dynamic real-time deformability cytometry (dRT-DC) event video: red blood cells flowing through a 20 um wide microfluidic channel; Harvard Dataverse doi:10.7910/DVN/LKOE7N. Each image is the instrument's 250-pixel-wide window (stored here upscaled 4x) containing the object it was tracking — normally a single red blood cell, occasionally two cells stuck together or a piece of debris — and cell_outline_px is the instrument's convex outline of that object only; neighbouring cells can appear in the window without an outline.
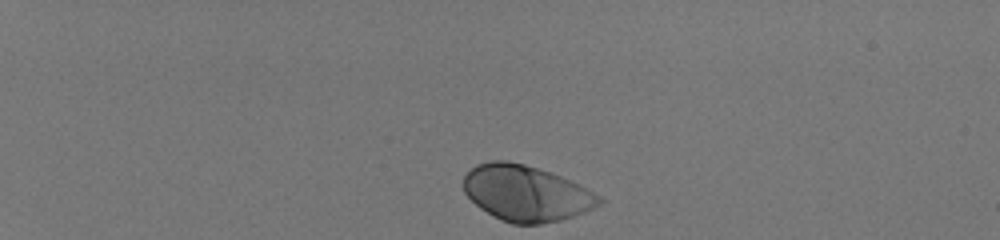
{"species": "human", "species_latin": "Homo sapiens", "temperature_condition": "room temperature", "stored_images_in_passage": 37, "camera_frame_rate_fps": 3000, "um_per_image_px": 0.085, "donor": {"sex": "male"}, "frame": {"image": 1, "passage_image": 1, "time_ms": 0.0, "image_size_px": [1000, 240], "cell_outline_px": [[604, 200], [600, 204], [584, 212], [560, 220], [540, 224], [512, 224], [500, 220], [480, 208], [464, 192], [464, 176], [476, 164], [492, 160], [508, 160], [524, 164], [552, 172], [580, 184], [600, 196]], "centroid_in_image_um": [44.72, 16.41], "position_along_channel_um": 40.3, "area_um2": 44.16}}
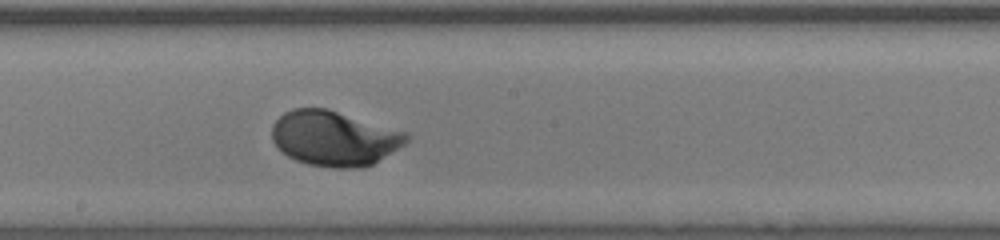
{"frame": {"image": 2, "passage_image": 22, "time_ms": 7.0, "image_size_px": [1000, 240], "cell_outline_px": [[408, 140], [404, 144], [372, 164], [360, 168], [332, 168], [308, 164], [296, 160], [288, 156], [272, 140], [272, 124], [284, 112], [292, 108], [328, 108], [408, 132]], "centroid_in_image_um": [28.41, 11.74], "position_along_channel_um": 219.8, "area_um2": 43.12}}
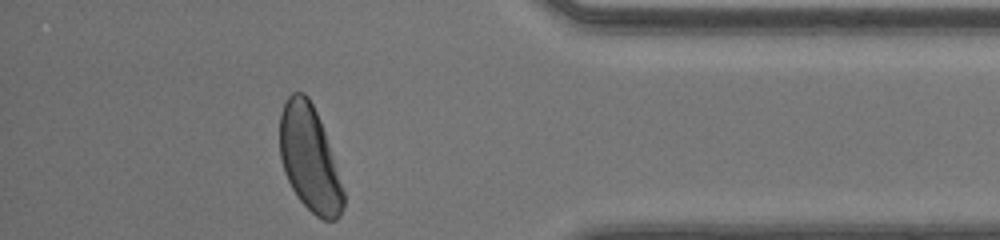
{"frame": {"image": 3, "passage_image": 37, "time_ms": 12.0, "image_size_px": [1000, 240], "cell_outline_px": [[344, 208], [340, 216], [336, 220], [324, 220], [316, 216], [300, 200], [292, 188], [284, 172], [280, 156], [280, 112], [288, 96], [292, 92], [304, 92], [308, 96], [316, 112], [324, 132], [344, 192]], "centroid_in_image_um": [26.29, 13.49], "position_along_channel_um": 408.9, "area_um2": 38.61}, "authors_computed_cell_mechanics": {"area_um2": 42.0784, "velocity_mm_per_s": 4.0855, "shape_relaxation_time_tau1_ms": 1.6607, "shape_relaxation_time_tau2_ms": null, "deformation_change_tau1": 0.1429, "deformation_change_tau2": null}}